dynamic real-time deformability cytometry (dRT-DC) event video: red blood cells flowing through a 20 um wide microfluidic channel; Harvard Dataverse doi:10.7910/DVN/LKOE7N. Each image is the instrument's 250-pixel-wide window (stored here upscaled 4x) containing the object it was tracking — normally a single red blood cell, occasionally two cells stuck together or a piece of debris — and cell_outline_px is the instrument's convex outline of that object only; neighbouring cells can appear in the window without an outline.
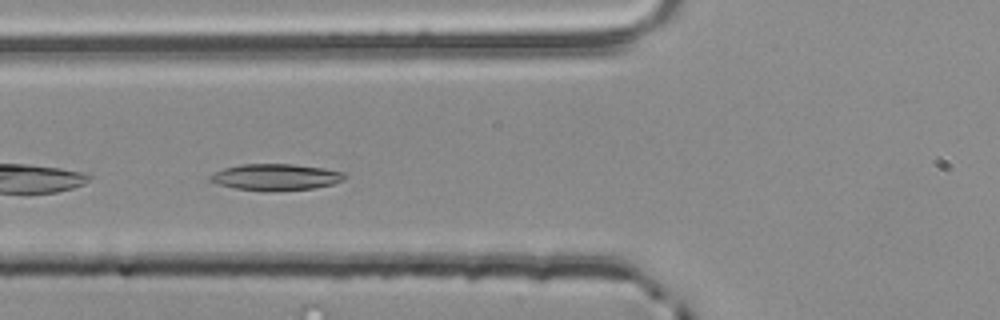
{"species": "common noctule bat (a hibernating species)", "species_latin": "Nyctalus noctula", "temperature_condition": "room temperature", "stored_images_in_passage": 38, "camera_frame_rate_fps": 3000, "um_per_image_px": 0.085, "animal": {"sex": "male", "body_mass_g": 20.4}, "frame": {"image": 1, "passage_image": 4, "time_ms": 1.0, "image_size_px": [1000, 320], "cell_outline_px": [[348, 176], [344, 180], [332, 184], [316, 188], [236, 188], [220, 184], [208, 180], [208, 176], [212, 172], [224, 168], [240, 164], [292, 164], [324, 168], [344, 172]], "centroid_in_image_um": [23.46, 14.99], "position_along_channel_um": 102.3, "area_um2": 19.83}}
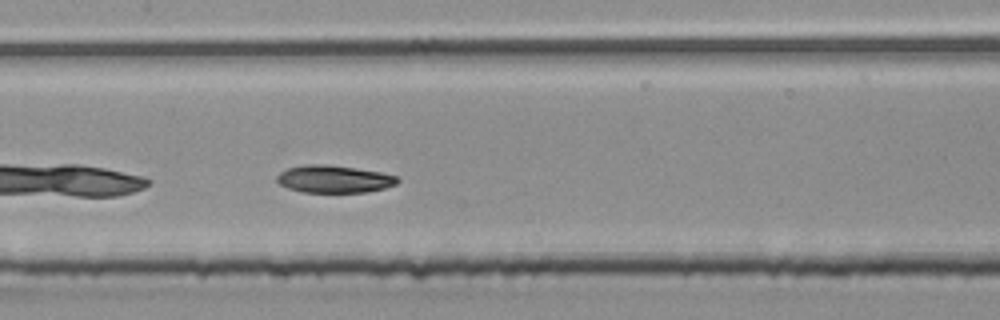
{"frame": {"image": 2, "passage_image": 10, "time_ms": 3.0, "image_size_px": [1000, 320], "cell_outline_px": [[400, 180], [396, 184], [384, 188], [368, 192], [304, 192], [288, 188], [280, 184], [276, 180], [276, 176], [280, 172], [288, 168], [308, 164], [324, 164], [380, 172], [396, 176]], "centroid_in_image_um": [28.38, 15.22], "position_along_channel_um": 179.0, "area_um2": 19.07}}
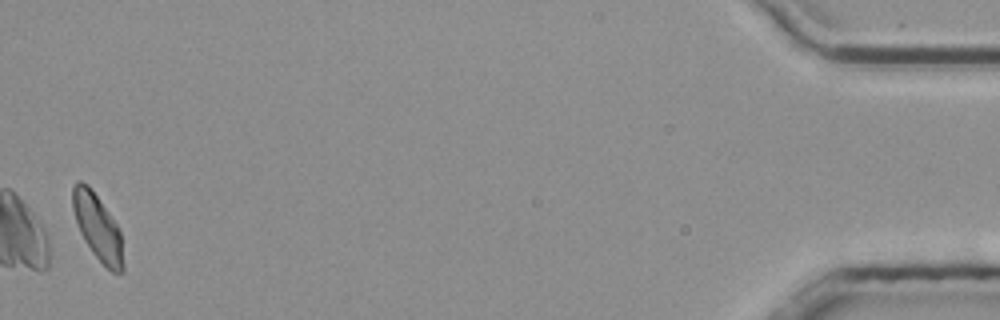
{"frame": {"image": 3, "passage_image": 37, "time_ms": 12.0, "image_size_px": [1000, 320], "cell_outline_px": [[124, 272], [112, 272], [92, 252], [84, 240], [80, 232], [72, 208], [72, 184], [76, 180], [80, 180], [88, 184], [120, 228], [124, 264]], "centroid_in_image_um": [8.29, 19.28], "position_along_channel_um": 426.9, "area_um2": 19.48}, "authors_computed_cell_mechanics": {"area_um2": 19.5364, "velocity_mm_per_s": 3.8167, "shape_relaxation_time_tau1_ms": 5.0313, "shape_relaxation_time_tau2_ms": null, "deformation_change_tau1": 0.1414, "deformation_change_tau2": null}}